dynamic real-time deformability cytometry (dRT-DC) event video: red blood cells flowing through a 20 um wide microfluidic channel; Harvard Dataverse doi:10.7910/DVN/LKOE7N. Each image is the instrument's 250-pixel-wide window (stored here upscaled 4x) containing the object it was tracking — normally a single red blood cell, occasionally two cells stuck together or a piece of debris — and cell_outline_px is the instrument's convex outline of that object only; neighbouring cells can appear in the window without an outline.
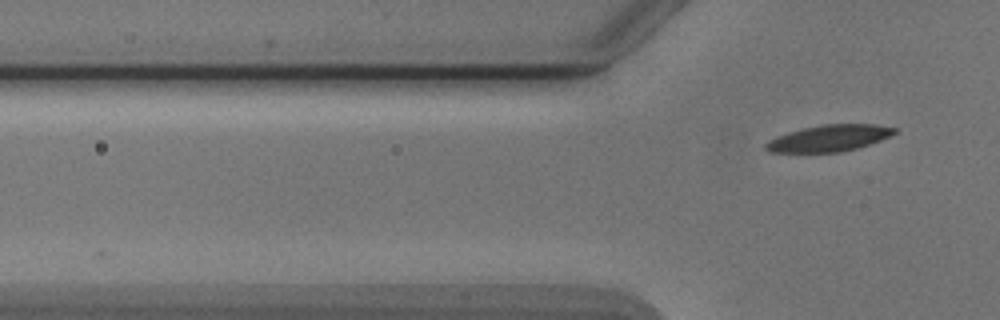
{"species": "Egyptian fruit bat (a non-hibernating species)", "species_latin": "Rousettus aegyptiacus", "temperature_condition": "cold", "stored_images_in_passage": 3, "segment_of_instrument_passage": [2, 2], "camera_frame_rate_fps": 3000, "um_per_image_px": 0.085, "animal": {"sex": "male"}, "frame": {"image": 1, "passage_image": 3, "time_ms": 2.333, "image_size_px": [1000, 320], "cell_outline_px": [[896, 132], [880, 140], [856, 148], [840, 152], [768, 152], [764, 148], [764, 144], [768, 140], [776, 136], [788, 132], [804, 128], [824, 124], [876, 124], [896, 128]], "centroid_in_image_um": [70.42, 11.74], "position_along_channel_um": 55.4, "area_um2": 19.71}}